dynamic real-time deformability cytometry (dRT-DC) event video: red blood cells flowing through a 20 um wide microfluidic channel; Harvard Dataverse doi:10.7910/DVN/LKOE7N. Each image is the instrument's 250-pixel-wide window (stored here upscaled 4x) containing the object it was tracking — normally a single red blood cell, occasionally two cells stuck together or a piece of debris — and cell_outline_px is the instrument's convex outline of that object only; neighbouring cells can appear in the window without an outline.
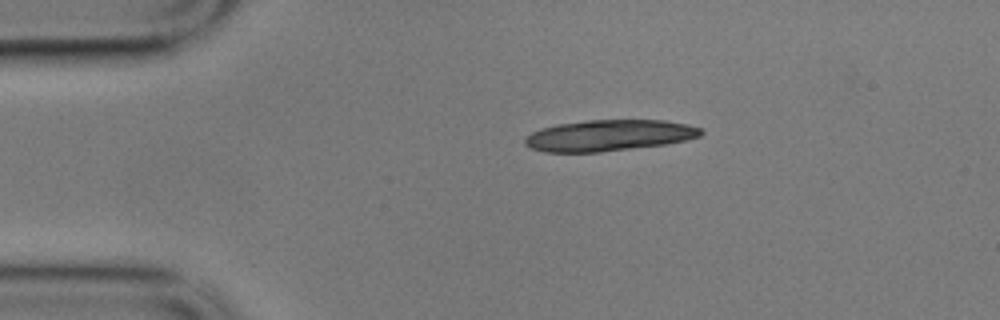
{"species": "common noctule bat (a hibernating species)", "species_latin": "Nyctalus noctula", "temperature_condition": "cold", "stored_images_in_passage": 6, "camera_frame_rate_fps": 3000, "um_per_image_px": 0.085, "animal": {"sex": "male", "body_mass_g": 17.9}, "frame": {"image": 1, "passage_image": 1, "time_ms": 0.0, "image_size_px": [1000, 320], "cell_outline_px": [[704, 132], [700, 136], [688, 140], [664, 144], [600, 152], [544, 152], [532, 148], [524, 144], [524, 136], [540, 128], [556, 124], [588, 120], [664, 120], [688, 124], [700, 128]], "centroid_in_image_um": [51.74, 11.5], "position_along_channel_um": 33.3, "area_um2": 32.08}}
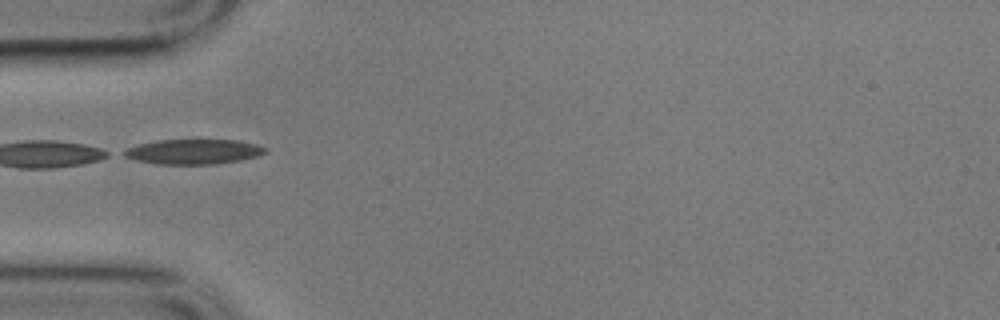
{"frame": {"image": 2, "passage_image": 3, "time_ms": 0.667, "image_size_px": [1000, 320], "cell_outline_px": [[268, 152], [256, 156], [240, 160], [216, 164], [156, 164], [136, 160], [124, 156], [120, 152], [128, 148], [140, 144], [160, 140], [236, 140], [256, 144], [268, 148]], "centroid_in_image_um": [16.46, 12.89], "position_along_channel_um": 68.5, "area_um2": 20.46}}
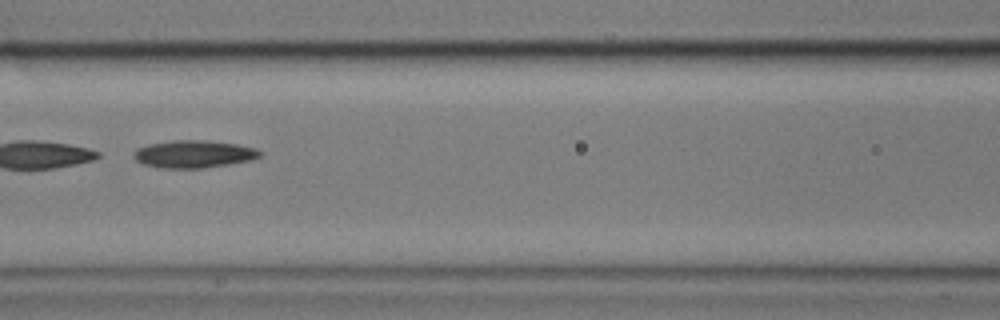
{"frame": {"image": 3, "passage_image": 5, "time_ms": 1.333, "image_size_px": [1000, 320], "cell_outline_px": [[264, 152], [260, 156], [252, 160], [204, 168], [156, 168], [144, 164], [136, 160], [132, 156], [132, 152], [136, 148], [148, 144], [172, 140], [208, 140], [236, 144], [256, 148]], "centroid_in_image_um": [16.45, 13.09], "position_along_channel_um": 150.2, "area_um2": 20.52}}